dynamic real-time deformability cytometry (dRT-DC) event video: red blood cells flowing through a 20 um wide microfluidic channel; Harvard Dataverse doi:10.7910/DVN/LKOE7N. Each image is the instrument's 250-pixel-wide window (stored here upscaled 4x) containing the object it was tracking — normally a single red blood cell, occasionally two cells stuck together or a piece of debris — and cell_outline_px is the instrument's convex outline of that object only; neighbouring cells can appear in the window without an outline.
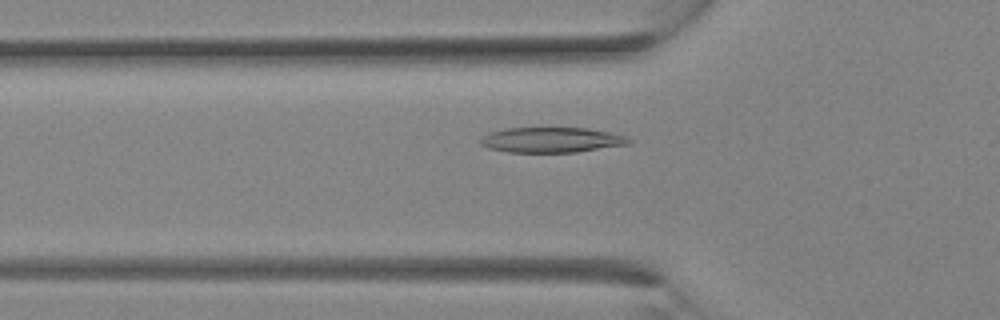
{"species": "Egyptian fruit bat (a non-hibernating species)", "species_latin": "Rousettus aegyptiacus", "temperature_condition": "room temperature", "stored_images_in_passage": 16, "camera_frame_rate_fps": 3000, "um_per_image_px": 0.085, "animal": {"sex": "female"}, "frame": {"image": 1, "passage_image": 8, "time_ms": 2.333, "image_size_px": [1000, 320], "cell_outline_px": [[632, 140], [628, 144], [576, 152], [508, 152], [488, 148], [480, 144], [480, 140], [488, 132], [508, 128], [588, 128], [628, 136]], "centroid_in_image_um": [46.87, 11.89], "position_along_channel_um": 78.9, "area_um2": 21.73}}
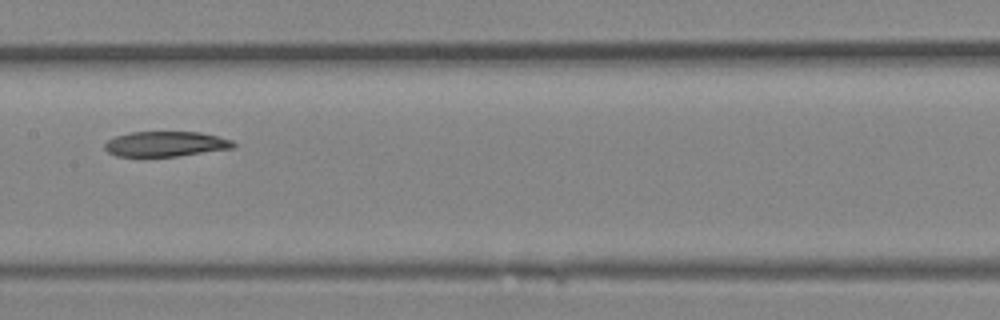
{"frame": {"image": 2, "passage_image": 13, "time_ms": 4.0, "image_size_px": [1000, 320], "cell_outline_px": [[236, 144], [232, 148], [176, 156], [116, 156], [108, 152], [104, 148], [104, 144], [108, 140], [116, 136], [132, 132], [200, 132], [232, 140]], "centroid_in_image_um": [14.05, 12.23], "position_along_channel_um": 193.3, "area_um2": 18.61}}
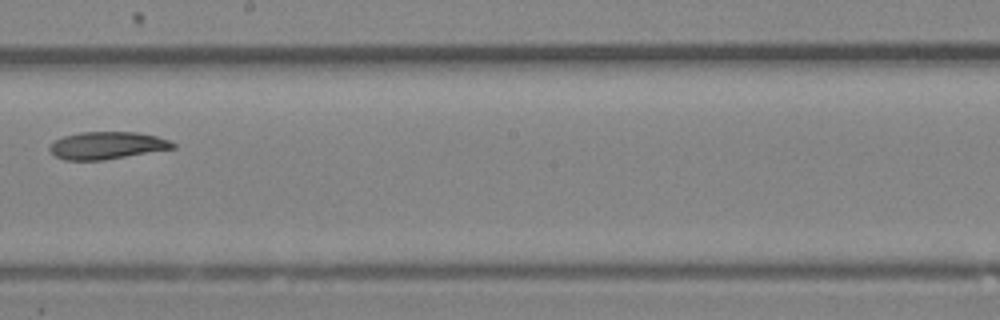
{"frame": {"image": 3, "passage_image": 15, "time_ms": 4.667, "image_size_px": [1000, 320], "cell_outline_px": [[176, 148], [104, 160], [64, 160], [56, 156], [48, 148], [56, 140], [64, 136], [80, 132], [136, 132], [156, 136], [168, 140], [176, 144]], "centroid_in_image_um": [9.12, 12.36], "position_along_channel_um": 239.1, "area_um2": 19.54}}